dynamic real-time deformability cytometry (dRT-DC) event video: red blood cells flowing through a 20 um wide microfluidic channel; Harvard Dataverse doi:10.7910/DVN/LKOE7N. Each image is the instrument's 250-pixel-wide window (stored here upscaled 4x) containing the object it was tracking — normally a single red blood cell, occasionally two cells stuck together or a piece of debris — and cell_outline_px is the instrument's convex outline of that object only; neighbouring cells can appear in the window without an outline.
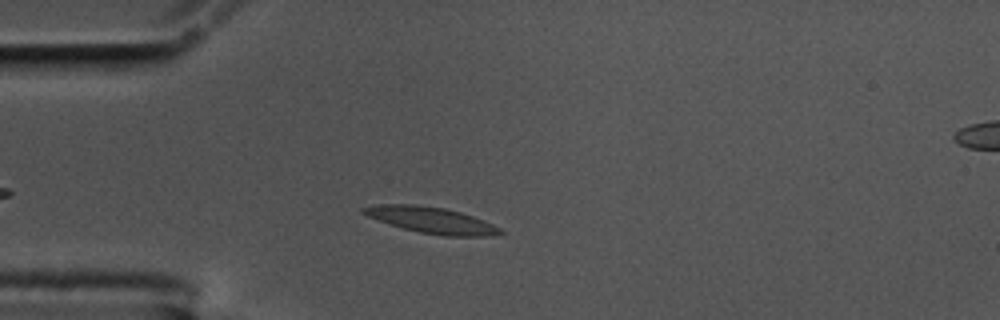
{"species": "common noctule bat (a hibernating species)", "species_latin": "Nyctalus noctula", "temperature_condition": "cold", "stored_images_in_passage": 44, "camera_frame_rate_fps": 3000, "um_per_image_px": 0.085, "animal": {"sex": "male", "body_mass_g": 17.5, "forearm_length_mm": 52.3}, "frame": {"image": 1, "passage_image": 10, "time_ms": 3.0, "image_size_px": [1000, 320], "cell_outline_px": [[504, 232], [484, 236], [444, 236], [420, 232], [404, 228], [368, 216], [360, 212], [360, 208], [380, 204], [416, 204], [444, 208], [460, 212], [472, 216], [492, 224], [500, 228]], "centroid_in_image_um": [36.65, 18.7], "position_along_channel_um": 48.4, "area_um2": 20.46}}
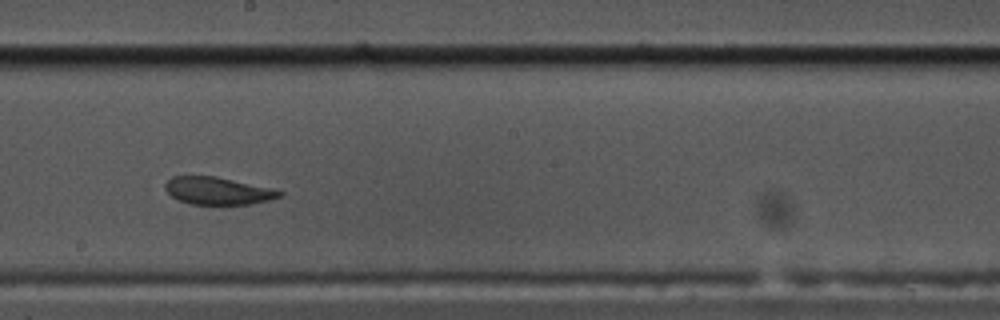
{"frame": {"image": 2, "passage_image": 27, "time_ms": 8.667, "image_size_px": [1000, 320], "cell_outline_px": [[284, 192], [280, 196], [268, 200], [252, 204], [192, 204], [180, 200], [172, 196], [164, 188], [164, 184], [172, 176], [216, 176], [268, 188]], "centroid_in_image_um": [18.47, 16.22], "position_along_channel_um": 229.7, "area_um2": 17.92}}
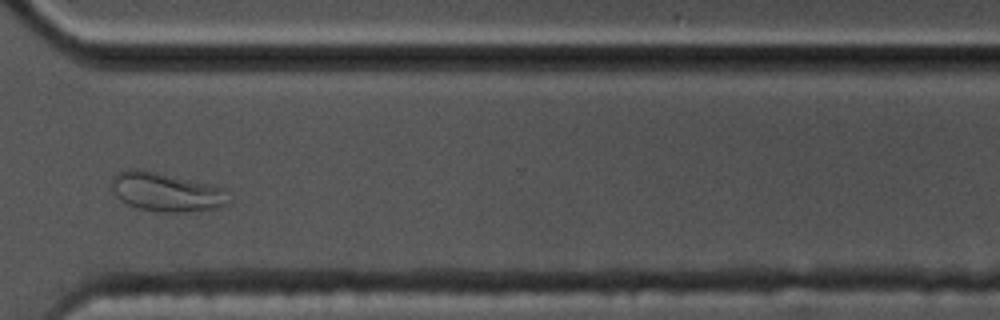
{"frame": {"image": 3, "passage_image": 38, "time_ms": 12.333, "image_size_px": [1000, 320], "cell_outline_px": [[232, 200], [228, 204], [216, 208], [184, 212], [160, 212], [136, 208], [120, 200], [116, 196], [112, 188], [112, 176], [116, 172], [128, 168], [144, 168], [212, 184], [228, 188]], "centroid_in_image_um": [14.17, 16.29], "position_along_channel_um": 356.4, "area_um2": 27.51}, "authors_computed_cell_mechanics": {"area_um2": 19.7098, "velocity_mm_per_s": 3.4457, "shape_relaxation_time_tau1_ms": null, "shape_relaxation_time_tau2_ms": 1.9105, "deformation_change_tau1": null, "deformation_change_tau2": 0.0813}}